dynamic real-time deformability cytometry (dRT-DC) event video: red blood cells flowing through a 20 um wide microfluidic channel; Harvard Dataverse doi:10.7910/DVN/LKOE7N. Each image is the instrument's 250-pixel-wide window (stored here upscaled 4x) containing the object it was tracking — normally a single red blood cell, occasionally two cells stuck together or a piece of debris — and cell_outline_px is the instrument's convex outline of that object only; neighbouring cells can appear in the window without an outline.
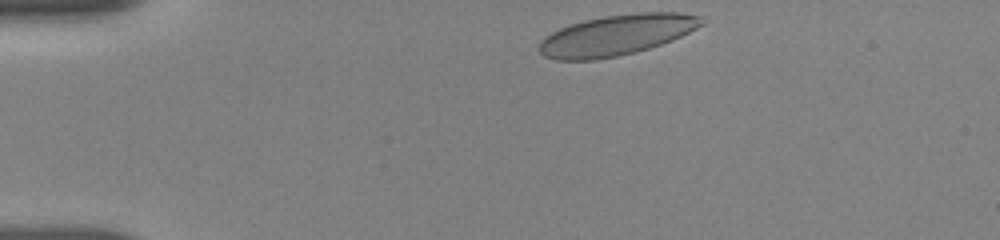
{"species": "human", "species_latin": "Homo sapiens", "temperature_condition": "room temperature", "stored_images_in_passage": 46, "camera_frame_rate_fps": 3000, "um_per_image_px": 0.085, "donor": {"sex": "female"}, "frame": {"image": 1, "passage_image": 1, "time_ms": 0.0, "image_size_px": [1000, 240], "cell_outline_px": [[708, 20], [704, 24], [672, 40], [648, 48], [616, 56], [596, 60], [556, 60], [544, 56], [536, 48], [540, 40], [544, 36], [560, 28], [584, 20], [604, 16], [640, 12], [680, 12], [704, 16]], "centroid_in_image_um": [52.41, 2.97], "position_along_channel_um": 32.6, "area_um2": 38.55}}
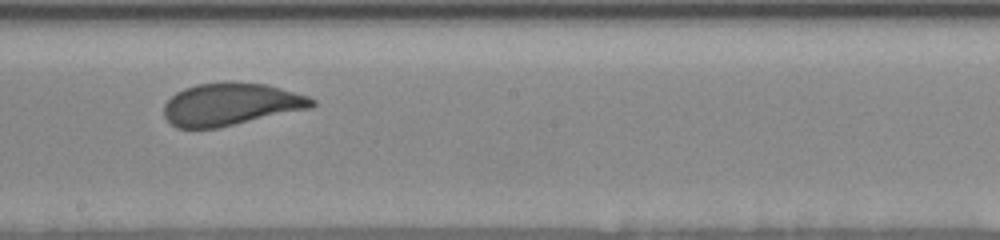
{"frame": {"image": 2, "passage_image": 22, "time_ms": 7.0, "image_size_px": [1000, 240], "cell_outline_px": [[316, 104], [312, 108], [220, 128], [176, 128], [164, 116], [164, 104], [176, 92], [184, 88], [196, 84], [228, 80], [264, 84], [280, 88], [308, 96], [316, 100]], "centroid_in_image_um": [19.63, 8.85], "position_along_channel_um": 228.6, "area_um2": 37.11}}
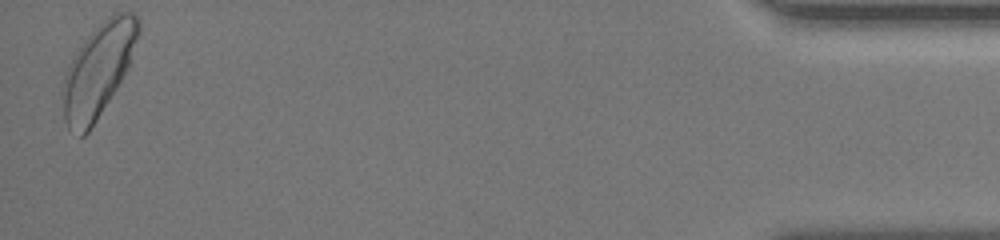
{"frame": {"image": 3, "passage_image": 45, "time_ms": 14.667, "image_size_px": [1000, 240], "cell_outline_px": [[140, 32], [128, 68], [116, 88], [96, 120], [88, 132], [84, 136], [80, 136], [68, 128], [64, 120], [60, 92], [64, 76], [68, 64], [72, 56], [84, 40], [112, 12], [132, 12], [140, 20]], "centroid_in_image_um": [8.32, 5.95], "position_along_channel_um": 426.9, "area_um2": 41.04}, "authors_computed_cell_mechanics": {"area_um2": 37.1943, "velocity_mm_per_s": 3.615, "shape_relaxation_time_tau1_ms": 3.7923, "shape_relaxation_time_tau2_ms": null, "deformation_change_tau1": 0.1354, "deformation_change_tau2": null}}